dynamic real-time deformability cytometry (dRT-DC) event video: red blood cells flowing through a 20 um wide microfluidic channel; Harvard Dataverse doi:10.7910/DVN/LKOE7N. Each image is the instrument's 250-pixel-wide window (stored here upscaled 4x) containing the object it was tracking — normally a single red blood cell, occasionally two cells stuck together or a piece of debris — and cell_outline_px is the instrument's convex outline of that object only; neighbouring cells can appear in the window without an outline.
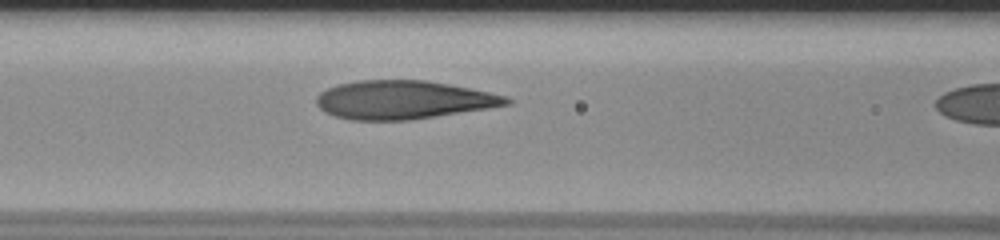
{"species": "human", "species_latin": "Homo sapiens", "temperature_condition": "room temperature", "stored_images_in_passage": 15, "camera_frame_rate_fps": 3000, "um_per_image_px": 0.085, "donor": {"sex": "male"}, "frame": {"image": 1, "passage_image": 7, "time_ms": 2.0, "image_size_px": [1000, 240], "cell_outline_px": [[512, 104], [488, 108], [408, 120], [352, 120], [336, 116], [324, 112], [316, 104], [316, 96], [320, 92], [336, 84], [360, 80], [424, 80], [448, 84], [508, 96], [512, 100]], "centroid_in_image_um": [34.26, 8.48], "position_along_channel_um": 132.3, "area_um2": 42.43}}